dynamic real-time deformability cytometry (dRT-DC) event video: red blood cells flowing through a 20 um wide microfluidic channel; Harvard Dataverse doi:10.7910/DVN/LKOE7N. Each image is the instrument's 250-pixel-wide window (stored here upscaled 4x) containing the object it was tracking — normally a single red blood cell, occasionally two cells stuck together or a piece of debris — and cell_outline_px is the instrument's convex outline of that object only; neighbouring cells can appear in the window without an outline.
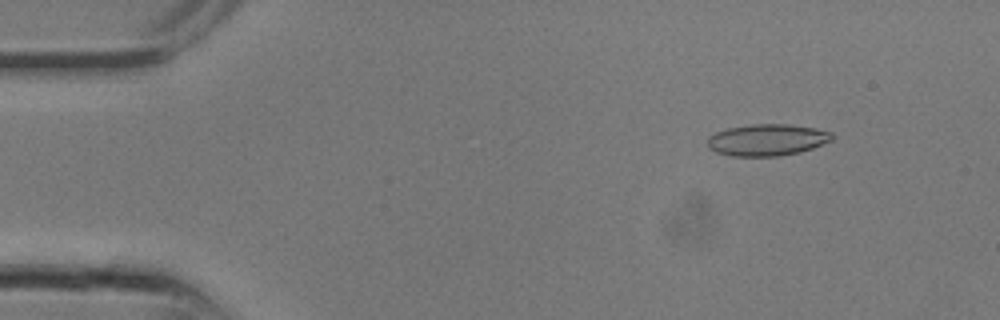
{"species": "common noctule bat (a hibernating species)", "species_latin": "Nyctalus noctula", "temperature_condition": "room temperature", "stored_images_in_passage": 10, "camera_frame_rate_fps": 3000, "um_per_image_px": 0.085, "animal": {"sex": "male", "body_mass_g": 13.3}, "frame": {"image": 1, "passage_image": 2, "time_ms": 0.333, "image_size_px": [1000, 320], "cell_outline_px": [[836, 136], [832, 140], [812, 148], [800, 152], [780, 156], [732, 156], [716, 152], [708, 148], [708, 136], [716, 132], [728, 128], [752, 124], [788, 124], [816, 128], [832, 132]], "centroid_in_image_um": [65.23, 11.89], "position_along_channel_um": 19.8, "area_um2": 23.12}}
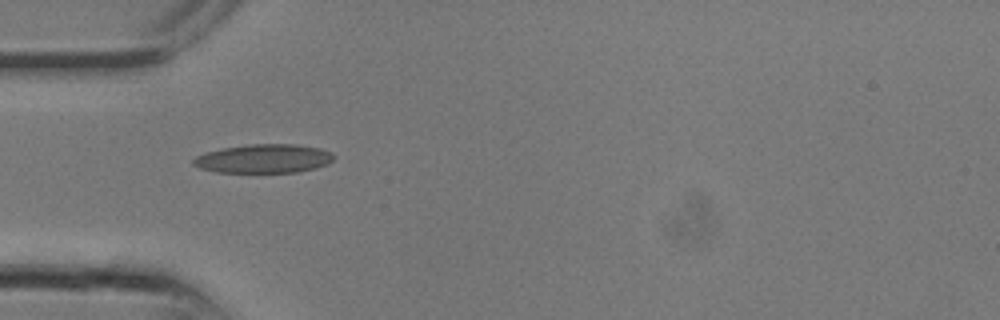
{"frame": {"image": 2, "passage_image": 7, "time_ms": 2.0, "image_size_px": [1000, 320], "cell_outline_px": [[336, 156], [328, 164], [316, 168], [296, 172], [216, 172], [200, 168], [192, 164], [192, 160], [196, 156], [204, 152], [224, 148], [248, 144], [296, 144], [320, 148], [332, 152]], "centroid_in_image_um": [22.43, 13.48], "position_along_channel_um": 62.6, "area_um2": 23.7}}
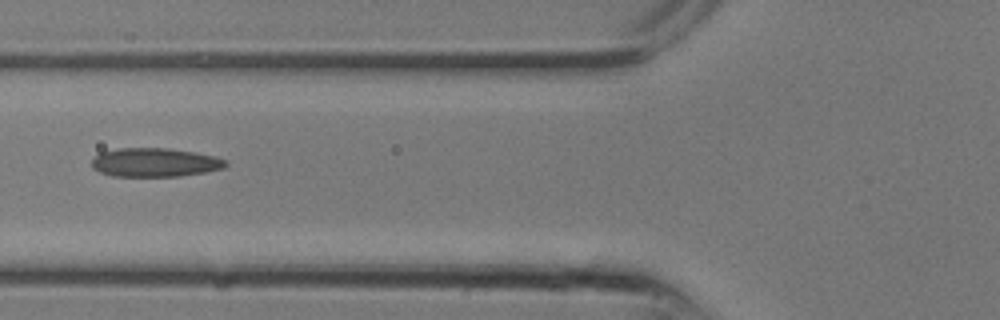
{"frame": {"image": 3, "passage_image": 9, "time_ms": 2.667, "image_size_px": [1000, 320], "cell_outline_px": [[228, 164], [224, 168], [204, 172], [180, 176], [112, 176], [100, 172], [92, 168], [92, 160], [100, 152], [120, 148], [168, 148], [216, 156], [228, 160]], "centroid_in_image_um": [13.18, 13.8], "position_along_channel_um": 112.6, "area_um2": 22.48}}